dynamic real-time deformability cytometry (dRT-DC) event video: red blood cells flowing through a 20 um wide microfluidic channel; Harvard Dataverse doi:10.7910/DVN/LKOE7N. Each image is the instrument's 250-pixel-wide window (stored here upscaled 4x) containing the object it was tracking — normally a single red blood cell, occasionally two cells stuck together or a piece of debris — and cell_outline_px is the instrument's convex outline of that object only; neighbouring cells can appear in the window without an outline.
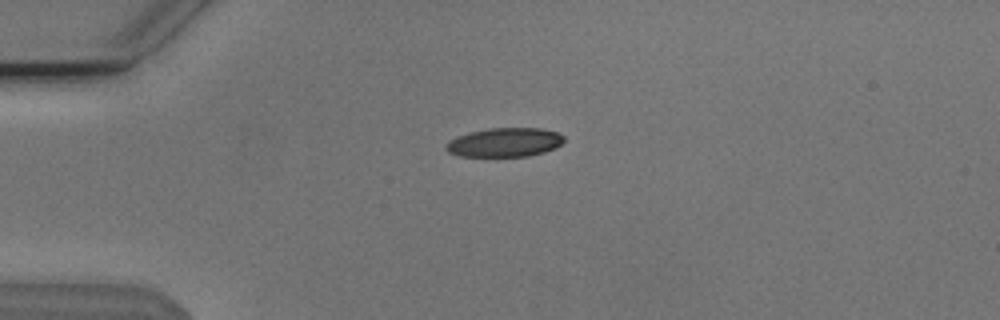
{"species": "Egyptian fruit bat (a non-hibernating species)", "species_latin": "Rousettus aegyptiacus", "temperature_condition": "cold", "stored_images_in_passage": 3, "camera_frame_rate_fps": 3000, "um_per_image_px": 0.085, "animal": {"sex": "male"}, "frame": {"image": 1, "passage_image": 2, "time_ms": 0.333, "image_size_px": [1000, 320], "cell_outline_px": [[564, 140], [556, 148], [544, 152], [528, 156], [460, 156], [448, 152], [444, 148], [444, 144], [448, 140], [456, 136], [468, 132], [488, 128], [540, 128], [556, 132], [564, 136]], "centroid_in_image_um": [42.85, 12.1], "position_along_channel_um": 42.2, "area_um2": 20.11}}